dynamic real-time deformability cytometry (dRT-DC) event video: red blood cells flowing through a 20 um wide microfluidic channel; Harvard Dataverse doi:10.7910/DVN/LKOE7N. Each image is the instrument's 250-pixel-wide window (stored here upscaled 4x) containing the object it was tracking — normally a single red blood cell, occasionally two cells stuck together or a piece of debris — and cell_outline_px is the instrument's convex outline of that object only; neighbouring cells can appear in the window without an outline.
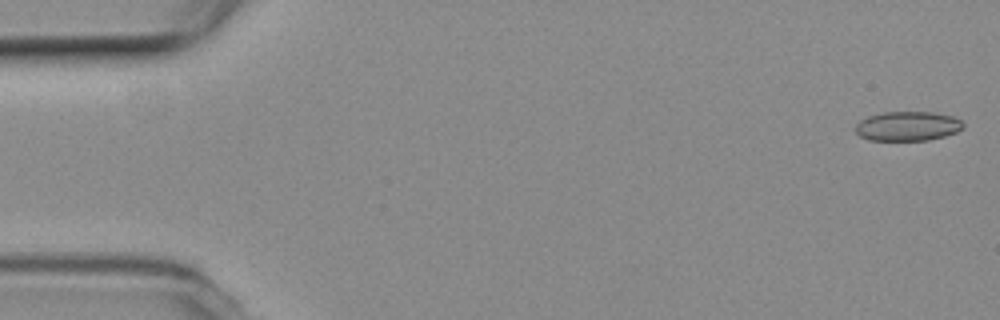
{"species": "common noctule bat (a hibernating species)", "species_latin": "Nyctalus noctula", "temperature_condition": "room temperature", "stored_images_in_passage": 11, "camera_frame_rate_fps": 3000, "um_per_image_px": 0.085, "animal": {"sex": "female", "body_mass_g": 19.3, "forearm_length_mm": 54.1}, "frame": {"image": 1, "passage_image": 1, "time_ms": 0.0, "image_size_px": [1000, 320], "cell_outline_px": [[964, 128], [956, 132], [944, 136], [928, 140], [868, 140], [860, 136], [856, 132], [856, 124], [860, 120], [868, 116], [884, 112], [932, 112], [952, 116], [960, 120], [964, 124]], "centroid_in_image_um": [77.15, 10.72], "position_along_channel_um": 7.9, "area_um2": 18.44}}